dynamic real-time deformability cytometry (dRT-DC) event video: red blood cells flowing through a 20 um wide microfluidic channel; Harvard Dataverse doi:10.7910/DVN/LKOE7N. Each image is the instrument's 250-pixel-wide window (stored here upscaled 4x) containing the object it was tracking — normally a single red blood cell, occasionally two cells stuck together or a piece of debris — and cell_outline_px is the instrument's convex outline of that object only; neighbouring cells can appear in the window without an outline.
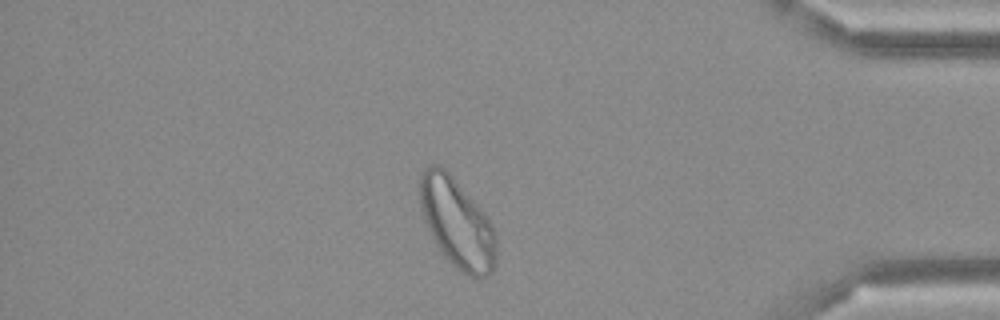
{"species": "Egyptian fruit bat (a non-hibernating species)", "species_latin": "Rousettus aegyptiacus", "temperature_condition": "cold", "stored_images_in_passage": 47, "camera_frame_rate_fps": 3000, "um_per_image_px": 0.085, "frame": {"image": 1, "passage_image": 40, "time_ms": 13.0, "image_size_px": [1000, 320], "cell_outline_px": [[496, 264], [492, 272], [476, 280], [460, 272], [448, 260], [432, 236], [424, 220], [420, 208], [420, 172], [428, 164], [440, 164], [452, 176], [484, 212], [492, 224], [496, 236]], "centroid_in_image_um": [38.86, 18.96], "position_along_channel_um": 396.3, "area_um2": 39.88}}